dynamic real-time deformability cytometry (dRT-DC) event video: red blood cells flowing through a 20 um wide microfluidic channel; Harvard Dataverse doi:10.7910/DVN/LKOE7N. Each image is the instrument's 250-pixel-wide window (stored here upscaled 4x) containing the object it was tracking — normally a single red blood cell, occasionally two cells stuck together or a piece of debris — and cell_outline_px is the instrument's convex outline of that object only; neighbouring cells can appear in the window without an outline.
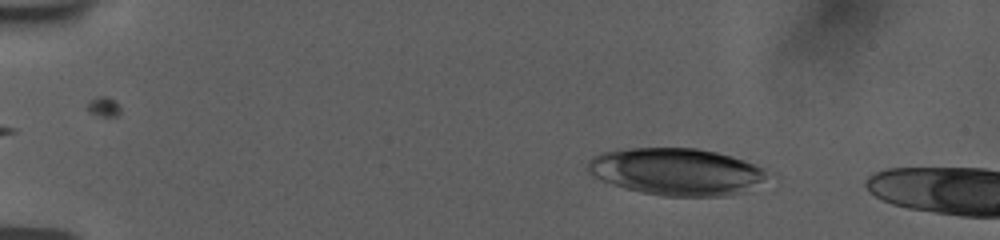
{"species": "human", "species_latin": "Homo sapiens", "temperature_condition": "room temperature", "stored_images_in_passage": 37, "camera_frame_rate_fps": 3000, "um_per_image_px": 0.085, "donor": {"sex": "female"}, "frame": {"image": 1, "passage_image": 17, "time_ms": 3.0, "image_size_px": [1000, 240], "cell_outline_px": [[760, 172], [756, 180], [724, 196], [664, 196], [640, 192], [604, 180], [596, 176], [588, 168], [588, 164], [596, 156], [608, 152], [636, 148], [696, 148], [716, 152], [752, 164], [760, 168]], "centroid_in_image_um": [57.33, 14.57], "position_along_channel_um": 27.7, "area_um2": 46.3}}